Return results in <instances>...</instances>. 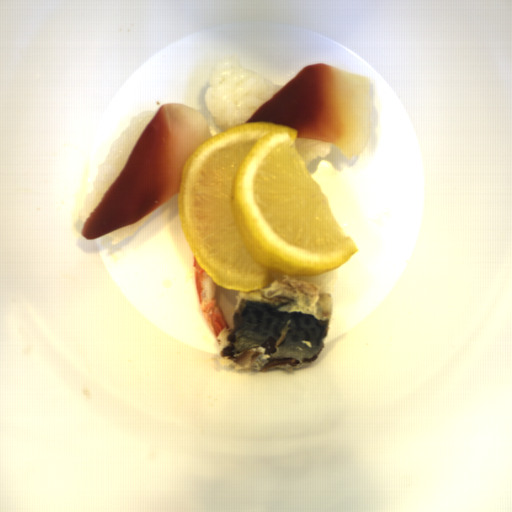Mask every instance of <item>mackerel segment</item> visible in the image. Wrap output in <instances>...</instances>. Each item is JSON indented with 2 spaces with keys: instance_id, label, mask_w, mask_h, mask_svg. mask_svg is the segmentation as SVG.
Instances as JSON below:
<instances>
[{
  "instance_id": "14911b7f",
  "label": "mackerel segment",
  "mask_w": 512,
  "mask_h": 512,
  "mask_svg": "<svg viewBox=\"0 0 512 512\" xmlns=\"http://www.w3.org/2000/svg\"><path fill=\"white\" fill-rule=\"evenodd\" d=\"M273 281L240 291L232 328L216 338L220 364L238 372L302 370L315 364L325 346L332 295L298 276L272 272Z\"/></svg>"
}]
</instances>
